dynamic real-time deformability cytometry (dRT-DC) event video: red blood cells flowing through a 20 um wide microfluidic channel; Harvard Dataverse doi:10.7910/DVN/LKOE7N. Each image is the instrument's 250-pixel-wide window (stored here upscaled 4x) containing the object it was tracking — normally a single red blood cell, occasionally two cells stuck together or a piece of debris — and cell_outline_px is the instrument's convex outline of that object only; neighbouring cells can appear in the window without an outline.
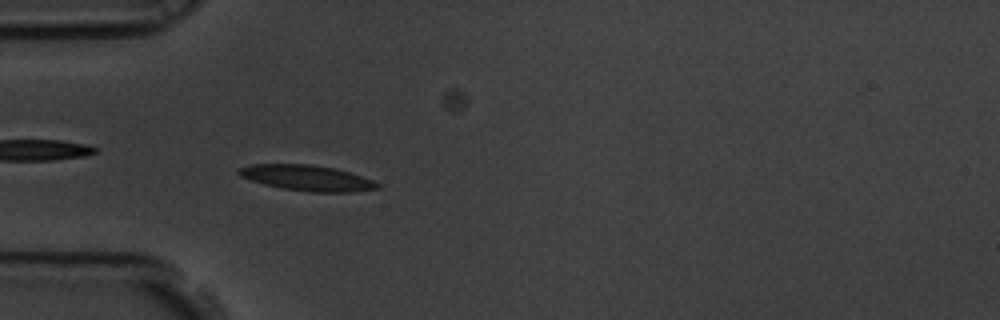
{"species": "common noctule bat (a hibernating species)", "species_latin": "Nyctalus noctula", "temperature_condition": "room temperature", "stored_images_in_passage": 6, "camera_frame_rate_fps": 3000, "um_per_image_px": 0.085, "animal": {"sex": "male", "body_mass_g": 19.5, "forearm_length_mm": 54.6}, "frame": {"image": 1, "passage_image": 5, "time_ms": 1.333, "image_size_px": [1000, 320], "cell_outline_px": [[380, 188], [352, 192], [312, 192], [280, 188], [264, 184], [240, 176], [236, 172], [240, 168], [248, 164], [308, 164], [332, 168], [348, 172], [372, 180], [380, 184]], "centroid_in_image_um": [26.07, 15.13], "position_along_channel_um": 58.9, "area_um2": 20.52}}